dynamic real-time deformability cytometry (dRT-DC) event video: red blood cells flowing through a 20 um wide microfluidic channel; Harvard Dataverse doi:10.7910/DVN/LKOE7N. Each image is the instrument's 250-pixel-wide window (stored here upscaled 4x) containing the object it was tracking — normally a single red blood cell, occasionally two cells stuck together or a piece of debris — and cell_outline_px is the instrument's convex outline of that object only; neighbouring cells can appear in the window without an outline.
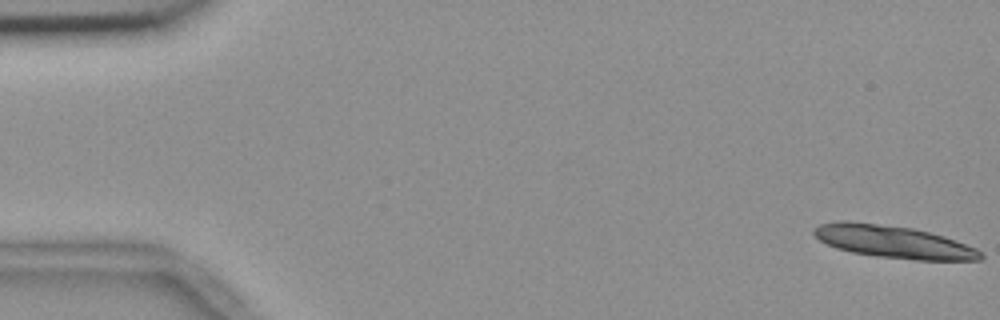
{"species": "common noctule bat (a hibernating species)", "species_latin": "Nyctalus noctula", "temperature_condition": "room temperature", "stored_images_in_passage": 5, "camera_frame_rate_fps": 3000, "um_per_image_px": 0.085, "animal": {"sex": "female", "body_mass_g": 18.4}, "frame": {"image": 1, "passage_image": 1, "time_ms": 0.0, "image_size_px": [1000, 320], "cell_outline_px": [[984, 256], [980, 260], [916, 260], [880, 256], [852, 252], [836, 248], [820, 240], [812, 232], [812, 228], [820, 224], [836, 220], [848, 220], [912, 228], [944, 236], [956, 240], [976, 248], [984, 252]], "centroid_in_image_um": [75.94, 20.54], "position_along_channel_um": 9.1, "area_um2": 31.56}}